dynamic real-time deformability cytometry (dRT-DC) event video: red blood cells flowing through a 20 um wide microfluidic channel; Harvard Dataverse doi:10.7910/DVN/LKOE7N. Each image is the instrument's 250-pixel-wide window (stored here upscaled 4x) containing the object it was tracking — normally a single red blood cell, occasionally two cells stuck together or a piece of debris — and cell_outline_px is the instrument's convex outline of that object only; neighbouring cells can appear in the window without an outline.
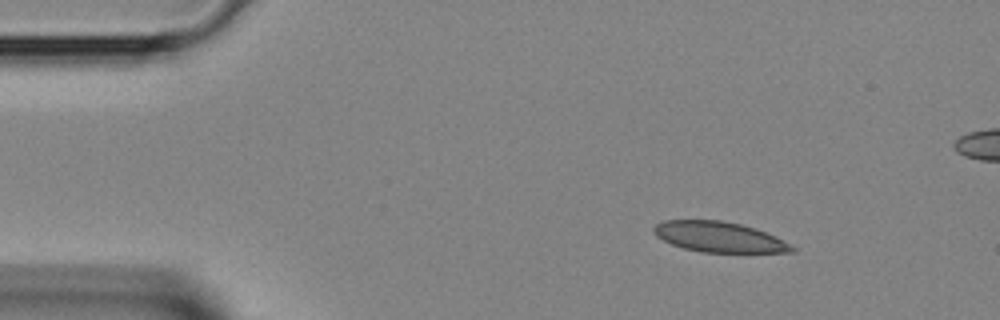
{"species": "Egyptian fruit bat (a non-hibernating species)", "species_latin": "Rousettus aegyptiacus", "temperature_condition": "room temperature", "stored_images_in_passage": 4, "camera_frame_rate_fps": 3000, "um_per_image_px": 0.085, "animal": {"sex": "female"}, "frame": {"image": 1, "passage_image": 1, "time_ms": 0.0, "image_size_px": [1000, 320], "cell_outline_px": [[796, 252], [704, 252], [684, 248], [672, 244], [656, 236], [652, 228], [656, 224], [664, 220], [720, 220], [740, 224], [756, 228], [796, 248]], "centroid_in_image_um": [61.08, 20.13], "position_along_channel_um": 23.9, "area_um2": 24.04}}